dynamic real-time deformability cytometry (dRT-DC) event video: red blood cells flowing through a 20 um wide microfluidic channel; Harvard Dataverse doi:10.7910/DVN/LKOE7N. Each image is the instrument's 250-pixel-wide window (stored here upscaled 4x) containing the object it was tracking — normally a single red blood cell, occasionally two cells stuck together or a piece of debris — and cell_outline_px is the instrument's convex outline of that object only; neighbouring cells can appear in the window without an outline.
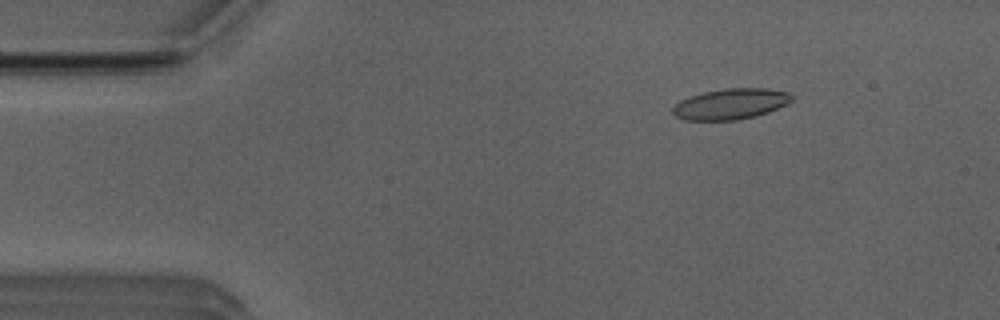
{"species": "Egyptian fruit bat (a non-hibernating species)", "species_latin": "Rousettus aegyptiacus", "temperature_condition": "room temperature", "stored_images_in_passage": 3, "camera_frame_rate_fps": 3000, "um_per_image_px": 0.085, "animal": {"sex": "male"}, "frame": {"image": 1, "passage_image": 1, "time_ms": 0.0, "image_size_px": [1000, 320], "cell_outline_px": [[792, 100], [788, 104], [768, 112], [756, 116], [736, 120], [684, 120], [676, 116], [672, 112], [672, 108], [680, 100], [688, 96], [704, 92], [724, 88], [768, 88], [792, 92]], "centroid_in_image_um": [62.13, 8.83], "position_along_channel_um": 22.9, "area_um2": 21.56}}